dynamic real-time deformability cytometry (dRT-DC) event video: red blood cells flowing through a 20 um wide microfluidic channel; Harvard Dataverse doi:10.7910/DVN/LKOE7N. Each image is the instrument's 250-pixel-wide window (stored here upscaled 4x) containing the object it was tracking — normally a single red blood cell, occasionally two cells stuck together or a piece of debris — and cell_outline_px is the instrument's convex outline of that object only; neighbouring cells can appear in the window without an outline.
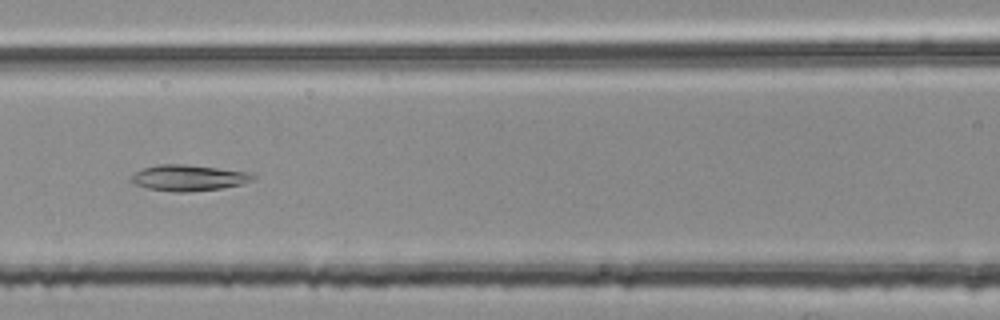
{"species": "common noctule bat (a hibernating species)", "species_latin": "Nyctalus noctula", "temperature_condition": "room temperature", "stored_images_in_passage": 54, "camera_frame_rate_fps": 3000, "um_per_image_px": 0.085, "animal": {"sex": "female", "body_mass_g": 25.1}, "frame": {"image": 1, "passage_image": 24, "time_ms": 7.667, "image_size_px": [1000, 320], "cell_outline_px": [[256, 176], [252, 180], [240, 184], [220, 188], [188, 192], [172, 192], [148, 188], [136, 184], [132, 180], [132, 176], [136, 172], [144, 168], [156, 164], [188, 164], [252, 172]], "centroid_in_image_um": [16.06, 15.1], "position_along_channel_um": 150.5, "area_um2": 18.38}}
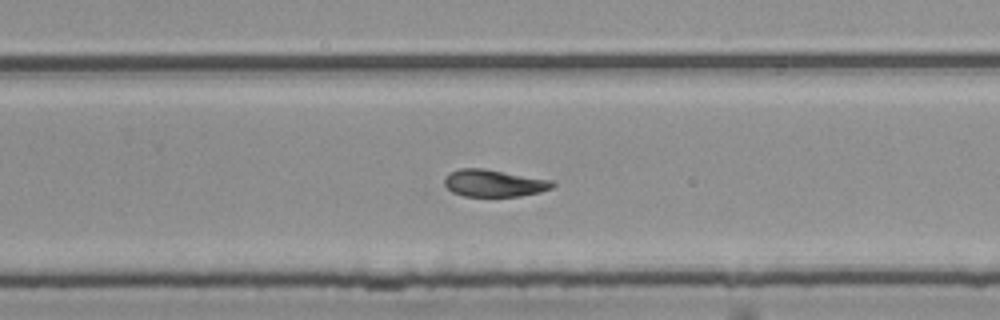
{"frame": {"image": 2, "passage_image": 35, "time_ms": 11.333, "image_size_px": [1000, 320], "cell_outline_px": [[556, 184], [552, 188], [540, 192], [520, 196], [464, 196], [452, 192], [444, 184], [444, 180], [448, 172], [460, 168], [484, 168], [556, 180]], "centroid_in_image_um": [42.03, 15.55], "position_along_channel_um": 287.8, "area_um2": 17.4}}
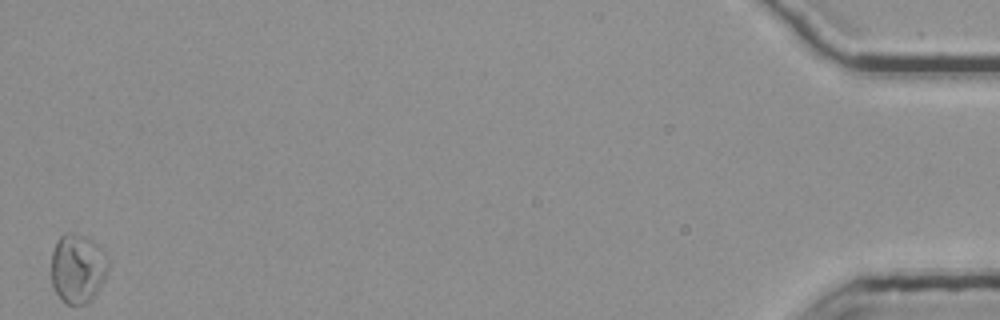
{"frame": {"image": 3, "passage_image": 54, "time_ms": 17.667, "image_size_px": [1000, 320], "cell_outline_px": [[112, 260], [108, 272], [104, 280], [92, 300], [88, 304], [68, 304], [56, 292], [52, 284], [52, 252], [56, 240], [64, 232], [68, 232], [84, 236], [100, 244], [112, 256]], "centroid_in_image_um": [6.69, 22.77], "position_along_channel_um": 428.5, "area_um2": 23.7}, "authors_computed_cell_mechanics": {"area_um2": 20.0855, "velocity_mm_per_s": 3.7505, "shape_relaxation_time_tau1_ms": null, "shape_relaxation_time_tau2_ms": 6.0218, "deformation_change_tau1": null, "deformation_change_tau2": 0.1241}}